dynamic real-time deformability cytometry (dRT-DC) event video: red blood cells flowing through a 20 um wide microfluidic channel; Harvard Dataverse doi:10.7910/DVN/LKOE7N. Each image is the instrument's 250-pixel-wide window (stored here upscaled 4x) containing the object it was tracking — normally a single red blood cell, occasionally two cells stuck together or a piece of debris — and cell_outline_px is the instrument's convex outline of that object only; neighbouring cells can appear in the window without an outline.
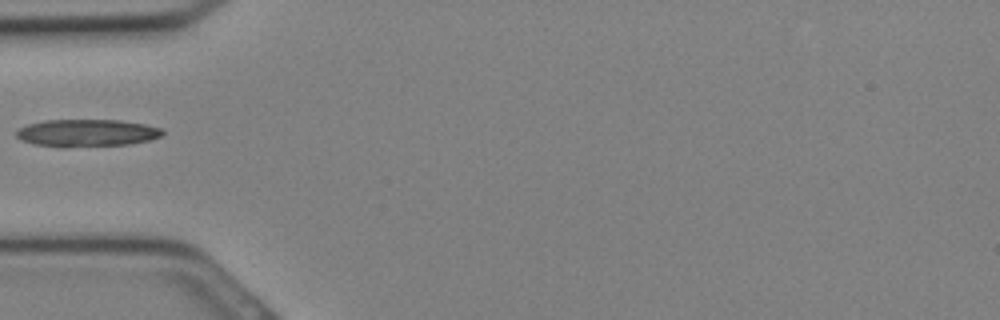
{"species": "Egyptian fruit bat (a non-hibernating species)", "species_latin": "Rousettus aegyptiacus", "temperature_condition": "cold", "stored_images_in_passage": 11, "camera_frame_rate_fps": 3000, "um_per_image_px": 0.085, "animal": {"sex": "female"}, "frame": {"image": 1, "passage_image": 10, "time_ms": 3.0, "image_size_px": [1000, 320], "cell_outline_px": [[164, 132], [160, 136], [148, 140], [128, 144], [64, 148], [32, 144], [20, 140], [16, 136], [16, 132], [20, 128], [28, 124], [44, 120], [120, 120], [144, 124], [164, 128]], "centroid_in_image_um": [7.35, 11.31], "position_along_channel_um": 77.6, "area_um2": 23.52}}